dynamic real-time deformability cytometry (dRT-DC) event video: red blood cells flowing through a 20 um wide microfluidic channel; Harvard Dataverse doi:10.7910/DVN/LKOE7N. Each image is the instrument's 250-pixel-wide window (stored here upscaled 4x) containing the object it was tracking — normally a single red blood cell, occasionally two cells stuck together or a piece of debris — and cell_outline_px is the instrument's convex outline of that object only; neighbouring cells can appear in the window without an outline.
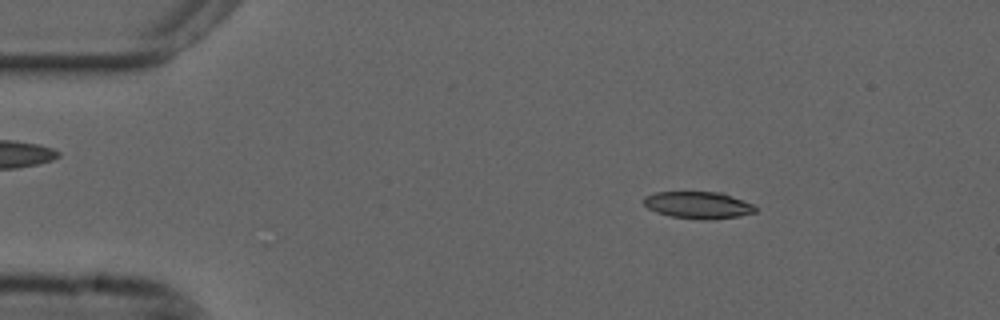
{"species": "common noctule bat (a hibernating species)", "species_latin": "Nyctalus noctula", "temperature_condition": "cold", "stored_images_in_passage": 54, "camera_frame_rate_fps": 3000, "um_per_image_px": 0.085, "animal": {"sex": "male", "forearm_length_mm": 52.5}, "frame": {"image": 1, "passage_image": 8, "time_ms": 2.333, "image_size_px": [1000, 320], "cell_outline_px": [[756, 212], [740, 216], [708, 220], [704, 220], [672, 216], [656, 212], [648, 208], [644, 204], [644, 196], [656, 192], [724, 192], [756, 204]], "centroid_in_image_um": [59.41, 17.42], "position_along_channel_um": 25.6, "area_um2": 17.8}}
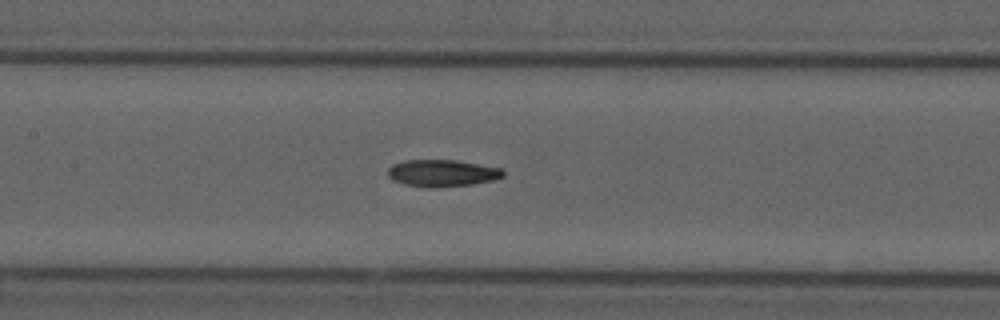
{"frame": {"image": 2, "passage_image": 25, "time_ms": 8.0, "image_size_px": [1000, 320], "cell_outline_px": [[504, 176], [496, 180], [472, 184], [432, 188], [404, 184], [392, 180], [388, 176], [388, 168], [392, 164], [404, 160], [456, 160], [500, 168], [504, 172]], "centroid_in_image_um": [37.57, 14.71], "position_along_channel_um": 169.8, "area_um2": 18.15}}
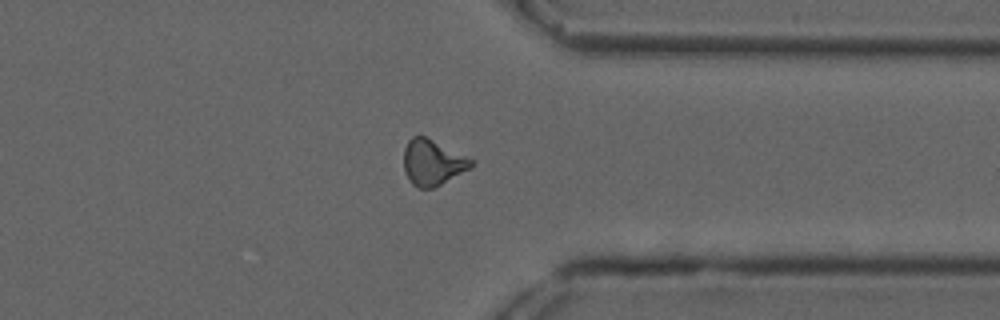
{"frame": {"image": 3, "passage_image": 42, "time_ms": 13.667, "image_size_px": [1000, 320], "cell_outline_px": [[476, 160], [472, 168], [432, 188], [420, 188], [412, 184], [404, 172], [404, 148], [408, 140], [412, 136], [424, 136]], "centroid_in_image_um": [36.78, 13.81], "position_along_channel_um": 374.6, "area_um2": 17.98}, "authors_computed_cell_mechanics": {"area_um2": 17.8602, "velocity_mm_per_s": 3.6956, "shape_relaxation_time_tau1_ms": null, "shape_relaxation_time_tau2_ms": 8.3015, "deformation_change_tau1": null, "deformation_change_tau2": 0.1814}}